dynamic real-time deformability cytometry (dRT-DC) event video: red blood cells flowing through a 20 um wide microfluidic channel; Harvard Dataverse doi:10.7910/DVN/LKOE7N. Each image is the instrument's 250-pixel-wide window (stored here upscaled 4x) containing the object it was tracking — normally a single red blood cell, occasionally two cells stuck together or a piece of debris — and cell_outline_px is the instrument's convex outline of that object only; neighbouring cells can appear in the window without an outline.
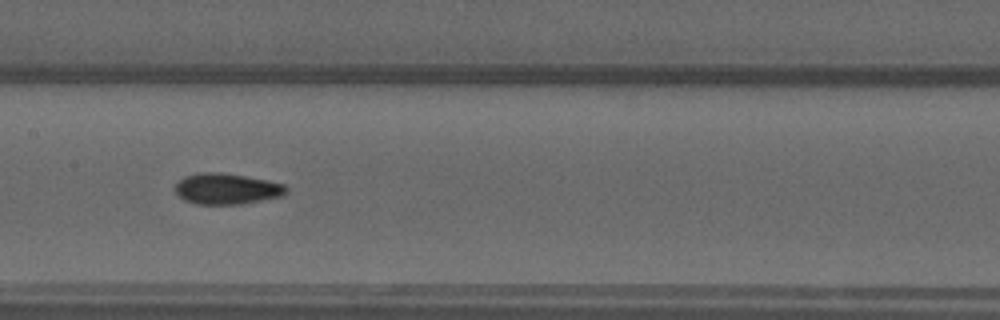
{"species": "common noctule bat (a hibernating species)", "species_latin": "Nyctalus noctula", "temperature_condition": "warm", "stored_images_in_passage": 51, "camera_frame_rate_fps": 3000, "um_per_image_px": 0.085, "animal": {"sex": "male", "forearm_length_mm": 52.5}, "frame": {"image": 1, "passage_image": 26, "time_ms": 8.333, "image_size_px": [1000, 320], "cell_outline_px": [[288, 188], [280, 196], [240, 204], [196, 204], [184, 200], [176, 192], [176, 184], [184, 176], [200, 172], [220, 172], [244, 176], [284, 184]], "centroid_in_image_um": [19.22, 16.04], "position_along_channel_um": 188.2, "area_um2": 19.65}}
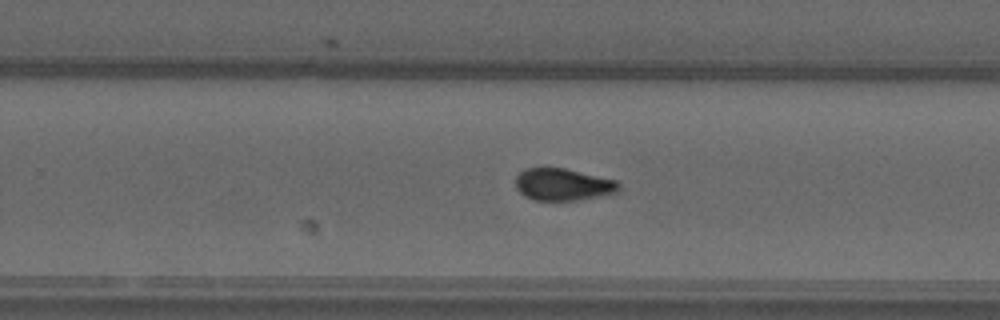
{"frame": {"image": 2, "passage_image": 33, "time_ms": 10.667, "image_size_px": [1000, 320], "cell_outline_px": [[620, 188], [616, 192], [576, 200], [532, 200], [524, 196], [516, 188], [516, 176], [524, 168], [564, 168], [616, 180], [620, 184]], "centroid_in_image_um": [47.81, 15.68], "position_along_channel_um": 282.0, "area_um2": 19.13}}
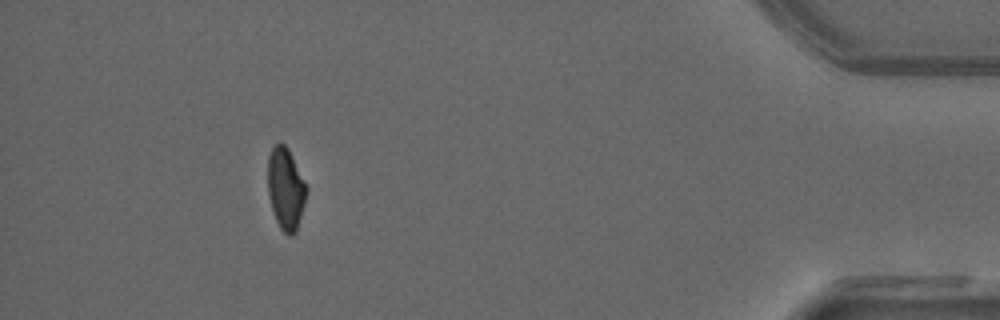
{"frame": {"image": 3, "passage_image": 47, "time_ms": 15.333, "image_size_px": [1000, 320], "cell_outline_px": [[308, 188], [304, 204], [296, 232], [292, 236], [288, 236], [280, 228], [276, 220], [272, 208], [268, 192], [268, 156], [272, 148], [276, 144], [284, 144], [288, 148]], "centroid_in_image_um": [24.29, 16.05], "position_along_channel_um": 410.9, "area_um2": 18.26}, "authors_computed_cell_mechanics": {"area_um2": 19.074, "velocity_mm_per_s": 4.0464, "shape_relaxation_time_tau1_ms": null, "shape_relaxation_time_tau2_ms": 1.7567, "deformation_change_tau1": null, "deformation_change_tau2": 0.0591}}